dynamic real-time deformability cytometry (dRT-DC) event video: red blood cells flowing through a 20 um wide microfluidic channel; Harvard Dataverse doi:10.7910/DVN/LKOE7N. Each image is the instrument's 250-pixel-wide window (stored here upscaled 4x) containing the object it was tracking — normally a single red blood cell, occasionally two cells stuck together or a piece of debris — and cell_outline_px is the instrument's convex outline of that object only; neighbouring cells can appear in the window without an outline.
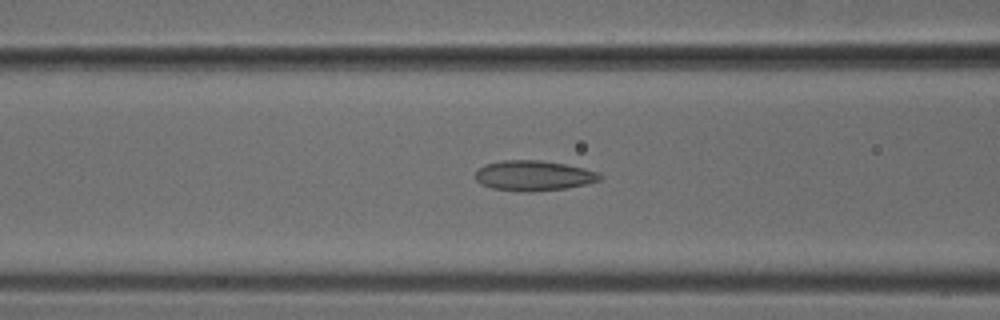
{"species": "common noctule bat (a hibernating species)", "species_latin": "Nyctalus noctula", "temperature_condition": "cold", "stored_images_in_passage": 50, "camera_frame_rate_fps": 3000, "um_per_image_px": 0.085, "animal": {"sex": "male", "body_mass_g": 18.8}, "frame": {"image": 1, "passage_image": 20, "time_ms": 6.333, "image_size_px": [1000, 320], "cell_outline_px": [[604, 176], [600, 180], [588, 184], [568, 188], [532, 192], [524, 192], [492, 188], [480, 184], [472, 176], [476, 168], [484, 164], [504, 160], [540, 160], [564, 164], [584, 168], [600, 172]], "centroid_in_image_um": [45.34, 14.93], "position_along_channel_um": 121.3, "area_um2": 22.43}}
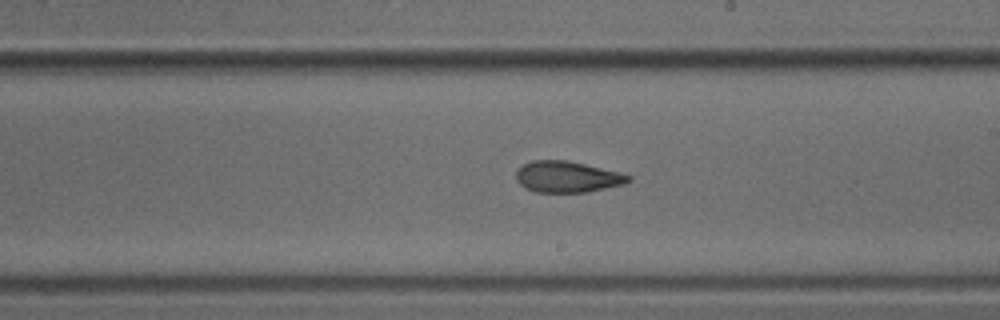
{"frame": {"image": 2, "passage_image": 29, "time_ms": 9.333, "image_size_px": [1000, 320], "cell_outline_px": [[632, 180], [624, 184], [588, 192], [536, 192], [524, 188], [516, 180], [516, 172], [524, 164], [532, 160], [564, 160], [584, 164], [632, 176]], "centroid_in_image_um": [48.19, 15.04], "position_along_channel_um": 240.8, "area_um2": 20.23}}
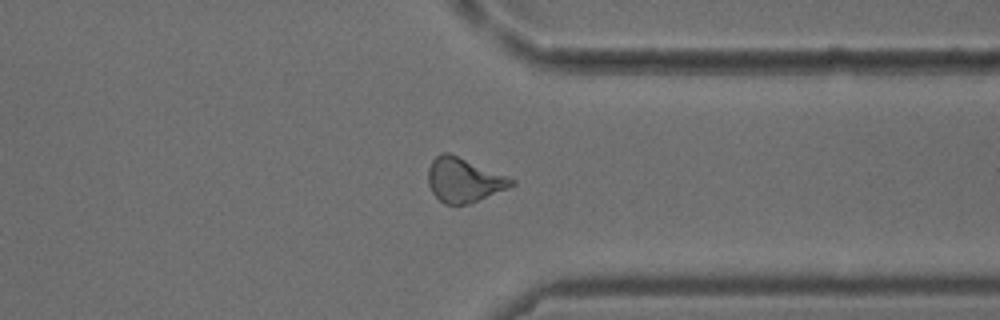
{"frame": {"image": 3, "passage_image": 39, "time_ms": 12.667, "image_size_px": [1000, 320], "cell_outline_px": [[516, 184], [508, 188], [468, 204], [444, 204], [432, 192], [428, 184], [428, 168], [432, 160], [440, 152], [448, 152], [516, 180]], "centroid_in_image_um": [39.4, 15.3], "position_along_channel_um": 372.0, "area_um2": 21.27}}